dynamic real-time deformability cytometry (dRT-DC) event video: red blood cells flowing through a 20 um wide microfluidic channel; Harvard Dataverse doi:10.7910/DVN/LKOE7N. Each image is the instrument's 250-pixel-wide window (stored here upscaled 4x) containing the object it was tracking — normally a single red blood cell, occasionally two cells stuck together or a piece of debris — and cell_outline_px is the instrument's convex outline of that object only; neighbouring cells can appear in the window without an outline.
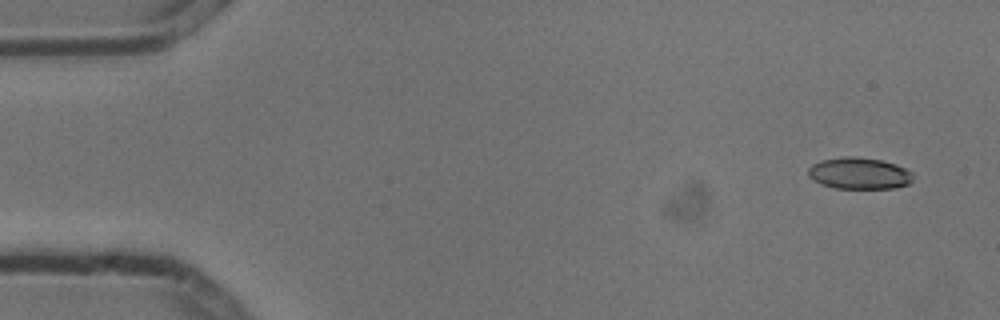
{"species": "common noctule bat (a hibernating species)", "species_latin": "Nyctalus noctula", "temperature_condition": "cold", "stored_images_in_passage": 5, "camera_frame_rate_fps": 3000, "um_per_image_px": 0.085, "animal": {"sex": "male", "body_mass_g": 13.3}, "frame": {"image": 1, "passage_image": 2, "time_ms": 0.333, "image_size_px": [1000, 320], "cell_outline_px": [[912, 180], [908, 184], [896, 188], [836, 188], [820, 184], [812, 180], [808, 176], [808, 168], [812, 164], [820, 160], [844, 156], [852, 156], [880, 160], [896, 164], [912, 172]], "centroid_in_image_um": [72.99, 14.73], "position_along_channel_um": 12.0, "area_um2": 19.36}}